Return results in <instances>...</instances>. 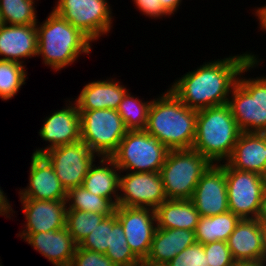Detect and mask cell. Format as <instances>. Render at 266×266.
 <instances>
[{"instance_id": "cell-21", "label": "cell", "mask_w": 266, "mask_h": 266, "mask_svg": "<svg viewBox=\"0 0 266 266\" xmlns=\"http://www.w3.org/2000/svg\"><path fill=\"white\" fill-rule=\"evenodd\" d=\"M226 242L235 262H262L261 224L258 218L241 219Z\"/></svg>"}, {"instance_id": "cell-4", "label": "cell", "mask_w": 266, "mask_h": 266, "mask_svg": "<svg viewBox=\"0 0 266 266\" xmlns=\"http://www.w3.org/2000/svg\"><path fill=\"white\" fill-rule=\"evenodd\" d=\"M242 131L228 104L197 111L196 137L192 149L212 164L226 162Z\"/></svg>"}, {"instance_id": "cell-16", "label": "cell", "mask_w": 266, "mask_h": 266, "mask_svg": "<svg viewBox=\"0 0 266 266\" xmlns=\"http://www.w3.org/2000/svg\"><path fill=\"white\" fill-rule=\"evenodd\" d=\"M26 220L19 234L61 230L66 227V200L20 199Z\"/></svg>"}, {"instance_id": "cell-23", "label": "cell", "mask_w": 266, "mask_h": 266, "mask_svg": "<svg viewBox=\"0 0 266 266\" xmlns=\"http://www.w3.org/2000/svg\"><path fill=\"white\" fill-rule=\"evenodd\" d=\"M99 164H92L82 186L95 195L109 199L118 206L121 170L111 157H98ZM99 165V166H98Z\"/></svg>"}, {"instance_id": "cell-37", "label": "cell", "mask_w": 266, "mask_h": 266, "mask_svg": "<svg viewBox=\"0 0 266 266\" xmlns=\"http://www.w3.org/2000/svg\"><path fill=\"white\" fill-rule=\"evenodd\" d=\"M143 15L148 18L160 19L162 17H171V15L164 9L160 0H132Z\"/></svg>"}, {"instance_id": "cell-22", "label": "cell", "mask_w": 266, "mask_h": 266, "mask_svg": "<svg viewBox=\"0 0 266 266\" xmlns=\"http://www.w3.org/2000/svg\"><path fill=\"white\" fill-rule=\"evenodd\" d=\"M120 81L109 78L85 84L75 99L78 110H117L123 96L128 91Z\"/></svg>"}, {"instance_id": "cell-43", "label": "cell", "mask_w": 266, "mask_h": 266, "mask_svg": "<svg viewBox=\"0 0 266 266\" xmlns=\"http://www.w3.org/2000/svg\"><path fill=\"white\" fill-rule=\"evenodd\" d=\"M138 266H169L168 263L153 262L146 259L140 260Z\"/></svg>"}, {"instance_id": "cell-36", "label": "cell", "mask_w": 266, "mask_h": 266, "mask_svg": "<svg viewBox=\"0 0 266 266\" xmlns=\"http://www.w3.org/2000/svg\"><path fill=\"white\" fill-rule=\"evenodd\" d=\"M70 266H116L105 254L83 249L77 245Z\"/></svg>"}, {"instance_id": "cell-32", "label": "cell", "mask_w": 266, "mask_h": 266, "mask_svg": "<svg viewBox=\"0 0 266 266\" xmlns=\"http://www.w3.org/2000/svg\"><path fill=\"white\" fill-rule=\"evenodd\" d=\"M106 216L81 210H67L66 228L77 245H79Z\"/></svg>"}, {"instance_id": "cell-42", "label": "cell", "mask_w": 266, "mask_h": 266, "mask_svg": "<svg viewBox=\"0 0 266 266\" xmlns=\"http://www.w3.org/2000/svg\"><path fill=\"white\" fill-rule=\"evenodd\" d=\"M258 220L261 226H266V193L262 202L261 211Z\"/></svg>"}, {"instance_id": "cell-39", "label": "cell", "mask_w": 266, "mask_h": 266, "mask_svg": "<svg viewBox=\"0 0 266 266\" xmlns=\"http://www.w3.org/2000/svg\"><path fill=\"white\" fill-rule=\"evenodd\" d=\"M164 9L170 14L173 15L176 12L182 2V0H160Z\"/></svg>"}, {"instance_id": "cell-12", "label": "cell", "mask_w": 266, "mask_h": 266, "mask_svg": "<svg viewBox=\"0 0 266 266\" xmlns=\"http://www.w3.org/2000/svg\"><path fill=\"white\" fill-rule=\"evenodd\" d=\"M118 206L156 209L167 200L160 172L120 173Z\"/></svg>"}, {"instance_id": "cell-14", "label": "cell", "mask_w": 266, "mask_h": 266, "mask_svg": "<svg viewBox=\"0 0 266 266\" xmlns=\"http://www.w3.org/2000/svg\"><path fill=\"white\" fill-rule=\"evenodd\" d=\"M191 201L200 216H214L229 210L225 162L211 164L196 185Z\"/></svg>"}, {"instance_id": "cell-19", "label": "cell", "mask_w": 266, "mask_h": 266, "mask_svg": "<svg viewBox=\"0 0 266 266\" xmlns=\"http://www.w3.org/2000/svg\"><path fill=\"white\" fill-rule=\"evenodd\" d=\"M38 34L34 25H8L0 29L1 60H9L24 65L22 59L37 57Z\"/></svg>"}, {"instance_id": "cell-9", "label": "cell", "mask_w": 266, "mask_h": 266, "mask_svg": "<svg viewBox=\"0 0 266 266\" xmlns=\"http://www.w3.org/2000/svg\"><path fill=\"white\" fill-rule=\"evenodd\" d=\"M92 42L112 28V9L108 0H57L52 9Z\"/></svg>"}, {"instance_id": "cell-11", "label": "cell", "mask_w": 266, "mask_h": 266, "mask_svg": "<svg viewBox=\"0 0 266 266\" xmlns=\"http://www.w3.org/2000/svg\"><path fill=\"white\" fill-rule=\"evenodd\" d=\"M52 165L66 191L81 186L98 156L83 142L52 148L42 154Z\"/></svg>"}, {"instance_id": "cell-33", "label": "cell", "mask_w": 266, "mask_h": 266, "mask_svg": "<svg viewBox=\"0 0 266 266\" xmlns=\"http://www.w3.org/2000/svg\"><path fill=\"white\" fill-rule=\"evenodd\" d=\"M112 215L105 217L99 225L79 244L83 249L105 254L111 247Z\"/></svg>"}, {"instance_id": "cell-40", "label": "cell", "mask_w": 266, "mask_h": 266, "mask_svg": "<svg viewBox=\"0 0 266 266\" xmlns=\"http://www.w3.org/2000/svg\"><path fill=\"white\" fill-rule=\"evenodd\" d=\"M254 15H256L259 20L260 27L258 28L266 31V4L262 7H257V9H255Z\"/></svg>"}, {"instance_id": "cell-45", "label": "cell", "mask_w": 266, "mask_h": 266, "mask_svg": "<svg viewBox=\"0 0 266 266\" xmlns=\"http://www.w3.org/2000/svg\"><path fill=\"white\" fill-rule=\"evenodd\" d=\"M5 25L2 14L0 13V29Z\"/></svg>"}, {"instance_id": "cell-15", "label": "cell", "mask_w": 266, "mask_h": 266, "mask_svg": "<svg viewBox=\"0 0 266 266\" xmlns=\"http://www.w3.org/2000/svg\"><path fill=\"white\" fill-rule=\"evenodd\" d=\"M67 102L65 107L54 111V113L44 118L45 121L38 133L40 138L49 144L45 148L39 149L38 147V149L34 150L33 154L42 155L52 148L81 141L78 107L70 99Z\"/></svg>"}, {"instance_id": "cell-30", "label": "cell", "mask_w": 266, "mask_h": 266, "mask_svg": "<svg viewBox=\"0 0 266 266\" xmlns=\"http://www.w3.org/2000/svg\"><path fill=\"white\" fill-rule=\"evenodd\" d=\"M35 0H0V13L5 24L34 25L38 23Z\"/></svg>"}, {"instance_id": "cell-17", "label": "cell", "mask_w": 266, "mask_h": 266, "mask_svg": "<svg viewBox=\"0 0 266 266\" xmlns=\"http://www.w3.org/2000/svg\"><path fill=\"white\" fill-rule=\"evenodd\" d=\"M29 183L20 189V199L66 200L67 191L60 183L52 165L41 154H32Z\"/></svg>"}, {"instance_id": "cell-5", "label": "cell", "mask_w": 266, "mask_h": 266, "mask_svg": "<svg viewBox=\"0 0 266 266\" xmlns=\"http://www.w3.org/2000/svg\"><path fill=\"white\" fill-rule=\"evenodd\" d=\"M260 60L253 58L239 73L228 105L242 132H266V76L246 78L242 74L254 70Z\"/></svg>"}, {"instance_id": "cell-31", "label": "cell", "mask_w": 266, "mask_h": 266, "mask_svg": "<svg viewBox=\"0 0 266 266\" xmlns=\"http://www.w3.org/2000/svg\"><path fill=\"white\" fill-rule=\"evenodd\" d=\"M116 266H138L140 260L133 254L124 234L121 223L117 220L116 214H112V239L111 247L106 253Z\"/></svg>"}, {"instance_id": "cell-8", "label": "cell", "mask_w": 266, "mask_h": 266, "mask_svg": "<svg viewBox=\"0 0 266 266\" xmlns=\"http://www.w3.org/2000/svg\"><path fill=\"white\" fill-rule=\"evenodd\" d=\"M81 141L98 157H110L119 146L127 129L114 109L78 110Z\"/></svg>"}, {"instance_id": "cell-20", "label": "cell", "mask_w": 266, "mask_h": 266, "mask_svg": "<svg viewBox=\"0 0 266 266\" xmlns=\"http://www.w3.org/2000/svg\"><path fill=\"white\" fill-rule=\"evenodd\" d=\"M226 162L234 169L266 177V132H242Z\"/></svg>"}, {"instance_id": "cell-38", "label": "cell", "mask_w": 266, "mask_h": 266, "mask_svg": "<svg viewBox=\"0 0 266 266\" xmlns=\"http://www.w3.org/2000/svg\"><path fill=\"white\" fill-rule=\"evenodd\" d=\"M6 195L0 187V215L10 219L15 211L12 209Z\"/></svg>"}, {"instance_id": "cell-1", "label": "cell", "mask_w": 266, "mask_h": 266, "mask_svg": "<svg viewBox=\"0 0 266 266\" xmlns=\"http://www.w3.org/2000/svg\"><path fill=\"white\" fill-rule=\"evenodd\" d=\"M258 55L245 52L208 61L175 79L169 89L190 109L201 110L228 104L240 71Z\"/></svg>"}, {"instance_id": "cell-6", "label": "cell", "mask_w": 266, "mask_h": 266, "mask_svg": "<svg viewBox=\"0 0 266 266\" xmlns=\"http://www.w3.org/2000/svg\"><path fill=\"white\" fill-rule=\"evenodd\" d=\"M211 164L192 148L169 150L160 170L167 199L191 200L197 183Z\"/></svg>"}, {"instance_id": "cell-29", "label": "cell", "mask_w": 266, "mask_h": 266, "mask_svg": "<svg viewBox=\"0 0 266 266\" xmlns=\"http://www.w3.org/2000/svg\"><path fill=\"white\" fill-rule=\"evenodd\" d=\"M26 65L0 59V98L4 101L17 95L27 77Z\"/></svg>"}, {"instance_id": "cell-25", "label": "cell", "mask_w": 266, "mask_h": 266, "mask_svg": "<svg viewBox=\"0 0 266 266\" xmlns=\"http://www.w3.org/2000/svg\"><path fill=\"white\" fill-rule=\"evenodd\" d=\"M155 212L158 228L195 231L200 218L191 200L167 199Z\"/></svg>"}, {"instance_id": "cell-10", "label": "cell", "mask_w": 266, "mask_h": 266, "mask_svg": "<svg viewBox=\"0 0 266 266\" xmlns=\"http://www.w3.org/2000/svg\"><path fill=\"white\" fill-rule=\"evenodd\" d=\"M229 211L241 219L258 218L266 193V177L232 168L225 162Z\"/></svg>"}, {"instance_id": "cell-28", "label": "cell", "mask_w": 266, "mask_h": 266, "mask_svg": "<svg viewBox=\"0 0 266 266\" xmlns=\"http://www.w3.org/2000/svg\"><path fill=\"white\" fill-rule=\"evenodd\" d=\"M151 101L140 100L129 93H125L119 104L117 112L123 119L128 131L145 130Z\"/></svg>"}, {"instance_id": "cell-2", "label": "cell", "mask_w": 266, "mask_h": 266, "mask_svg": "<svg viewBox=\"0 0 266 266\" xmlns=\"http://www.w3.org/2000/svg\"><path fill=\"white\" fill-rule=\"evenodd\" d=\"M197 110L186 106L170 89L153 98L145 131L169 150L191 149L196 137Z\"/></svg>"}, {"instance_id": "cell-35", "label": "cell", "mask_w": 266, "mask_h": 266, "mask_svg": "<svg viewBox=\"0 0 266 266\" xmlns=\"http://www.w3.org/2000/svg\"><path fill=\"white\" fill-rule=\"evenodd\" d=\"M169 266H209L203 244L195 242L168 262Z\"/></svg>"}, {"instance_id": "cell-26", "label": "cell", "mask_w": 266, "mask_h": 266, "mask_svg": "<svg viewBox=\"0 0 266 266\" xmlns=\"http://www.w3.org/2000/svg\"><path fill=\"white\" fill-rule=\"evenodd\" d=\"M241 218L227 211L214 216H200L195 230V240L201 244L228 240Z\"/></svg>"}, {"instance_id": "cell-7", "label": "cell", "mask_w": 266, "mask_h": 266, "mask_svg": "<svg viewBox=\"0 0 266 266\" xmlns=\"http://www.w3.org/2000/svg\"><path fill=\"white\" fill-rule=\"evenodd\" d=\"M169 149L145 130L127 131L110 156L121 173L160 172Z\"/></svg>"}, {"instance_id": "cell-18", "label": "cell", "mask_w": 266, "mask_h": 266, "mask_svg": "<svg viewBox=\"0 0 266 266\" xmlns=\"http://www.w3.org/2000/svg\"><path fill=\"white\" fill-rule=\"evenodd\" d=\"M54 266H70L77 244L67 228L34 234H18Z\"/></svg>"}, {"instance_id": "cell-3", "label": "cell", "mask_w": 266, "mask_h": 266, "mask_svg": "<svg viewBox=\"0 0 266 266\" xmlns=\"http://www.w3.org/2000/svg\"><path fill=\"white\" fill-rule=\"evenodd\" d=\"M38 23L37 56H41L43 64L51 70H63L82 53L90 54L92 41L53 10L41 24L39 21Z\"/></svg>"}, {"instance_id": "cell-44", "label": "cell", "mask_w": 266, "mask_h": 266, "mask_svg": "<svg viewBox=\"0 0 266 266\" xmlns=\"http://www.w3.org/2000/svg\"><path fill=\"white\" fill-rule=\"evenodd\" d=\"M233 266H265L263 262H236Z\"/></svg>"}, {"instance_id": "cell-13", "label": "cell", "mask_w": 266, "mask_h": 266, "mask_svg": "<svg viewBox=\"0 0 266 266\" xmlns=\"http://www.w3.org/2000/svg\"><path fill=\"white\" fill-rule=\"evenodd\" d=\"M115 214L124 229L127 244L133 254L139 260L146 259L157 228L155 210L116 206Z\"/></svg>"}, {"instance_id": "cell-27", "label": "cell", "mask_w": 266, "mask_h": 266, "mask_svg": "<svg viewBox=\"0 0 266 266\" xmlns=\"http://www.w3.org/2000/svg\"><path fill=\"white\" fill-rule=\"evenodd\" d=\"M66 205L67 210L99 213L106 217L114 214L116 208L109 199L89 192L82 185L67 191Z\"/></svg>"}, {"instance_id": "cell-41", "label": "cell", "mask_w": 266, "mask_h": 266, "mask_svg": "<svg viewBox=\"0 0 266 266\" xmlns=\"http://www.w3.org/2000/svg\"><path fill=\"white\" fill-rule=\"evenodd\" d=\"M262 237V262L266 266V226H261Z\"/></svg>"}, {"instance_id": "cell-34", "label": "cell", "mask_w": 266, "mask_h": 266, "mask_svg": "<svg viewBox=\"0 0 266 266\" xmlns=\"http://www.w3.org/2000/svg\"><path fill=\"white\" fill-rule=\"evenodd\" d=\"M203 247L209 266H233L236 263L227 242H210L204 244Z\"/></svg>"}, {"instance_id": "cell-24", "label": "cell", "mask_w": 266, "mask_h": 266, "mask_svg": "<svg viewBox=\"0 0 266 266\" xmlns=\"http://www.w3.org/2000/svg\"><path fill=\"white\" fill-rule=\"evenodd\" d=\"M195 242V231L157 227L146 260L168 263Z\"/></svg>"}]
</instances>
